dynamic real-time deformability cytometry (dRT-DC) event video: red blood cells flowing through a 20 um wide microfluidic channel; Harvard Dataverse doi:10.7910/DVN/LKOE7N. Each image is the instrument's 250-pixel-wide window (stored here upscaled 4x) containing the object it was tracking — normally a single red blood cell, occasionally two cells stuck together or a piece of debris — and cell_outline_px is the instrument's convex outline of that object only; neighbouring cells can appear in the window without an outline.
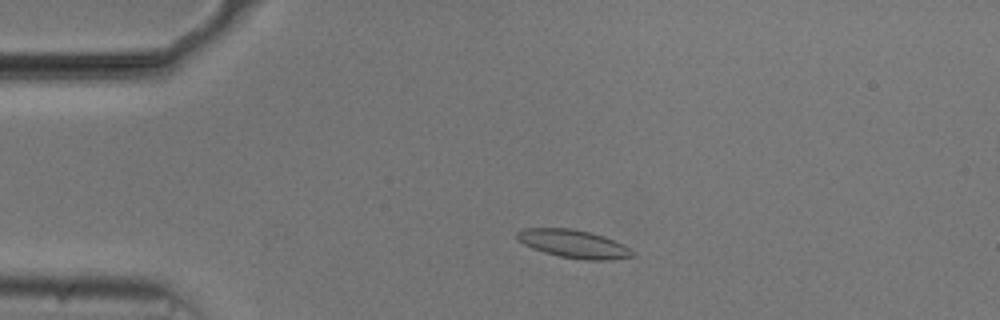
{"species": "common noctule bat (a hibernating species)", "species_latin": "Nyctalus noctula", "temperature_condition": "cold", "stored_images_in_passage": 52, "camera_frame_rate_fps": 3000, "um_per_image_px": 0.085, "animal": {"sex": "male", "body_mass_g": 20.5, "forearm_length_mm": 52.5}, "frame": {"image": 1, "passage_image": 9, "time_ms": 2.667, "image_size_px": [1000, 320], "cell_outline_px": [[628, 256], [564, 256], [548, 252], [536, 248], [520, 240], [524, 232], [532, 228], [564, 228], [588, 232], [612, 240], [620, 244], [624, 248]], "centroid_in_image_um": [48.62, 20.63], "position_along_channel_um": 36.4, "area_um2": 15.61}}
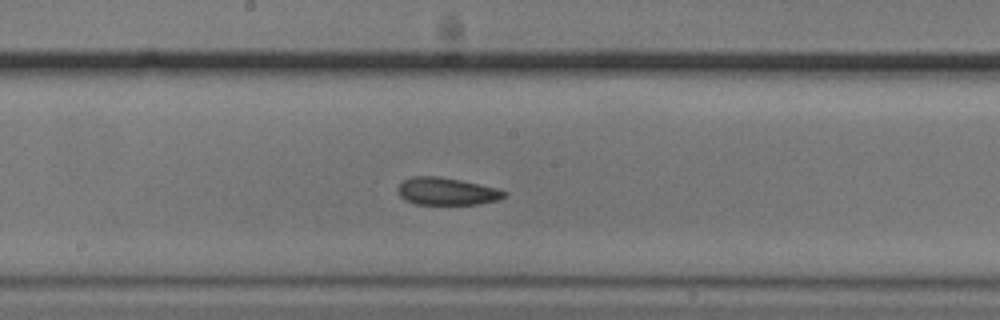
{"frame": {"image": 2, "passage_image": 26, "time_ms": 8.333, "image_size_px": [1000, 320], "cell_outline_px": [[504, 196], [492, 200], [472, 204], [420, 204], [408, 200], [400, 196], [400, 184], [404, 180], [420, 176], [432, 176], [456, 180], [476, 184], [492, 188], [504, 192]], "centroid_in_image_um": [37.9, 16.27], "position_along_channel_um": 210.3, "area_um2": 15.72}}
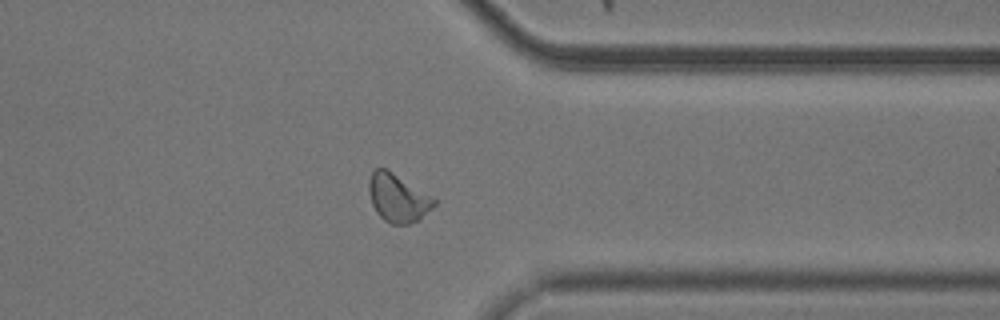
{"frame": {"image": 3, "passage_image": 40, "time_ms": 13.0, "image_size_px": [1000, 320], "cell_outline_px": [[436, 204], [416, 220], [408, 224], [392, 224], [384, 220], [380, 216], [372, 204], [372, 172], [376, 168], [384, 168], [436, 200]], "centroid_in_image_um": [33.83, 16.87], "position_along_channel_um": 377.6, "area_um2": 16.88}, "authors_computed_cell_mechanics": {"area_um2": 16.184, "velocity_mm_per_s": 3.6968, "shape_relaxation_time_tau1_ms": null, "shape_relaxation_time_tau2_ms": 4.7445, "deformation_change_tau1": null, "deformation_change_tau2": 0.1011}}